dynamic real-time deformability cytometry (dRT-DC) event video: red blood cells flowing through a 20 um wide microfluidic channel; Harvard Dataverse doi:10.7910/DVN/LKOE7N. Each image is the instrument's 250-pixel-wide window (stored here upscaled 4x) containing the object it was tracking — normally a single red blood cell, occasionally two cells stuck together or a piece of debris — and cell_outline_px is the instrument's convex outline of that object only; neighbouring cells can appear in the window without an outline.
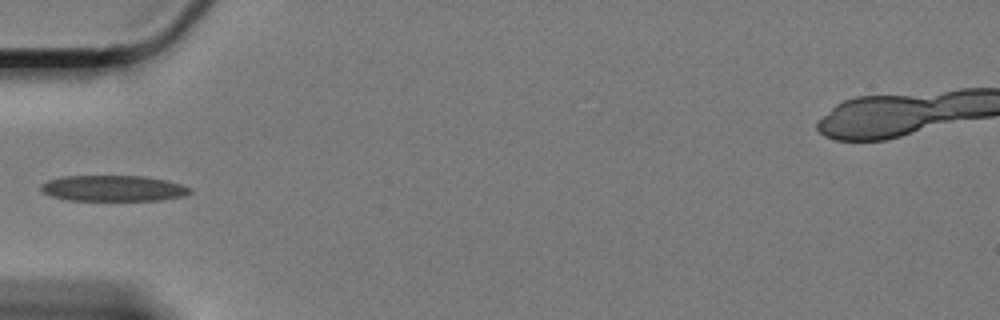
{"species": "Egyptian fruit bat (a non-hibernating species)", "species_latin": "Rousettus aegyptiacus", "temperature_condition": "cold", "stored_images_in_passage": 41, "camera_frame_rate_fps": 3000, "um_per_image_px": 0.085, "animal": {"sex": "female"}, "frame": {"image": 1, "passage_image": 1, "time_ms": 0.0, "image_size_px": [1000, 320], "cell_outline_px": [[192, 192], [184, 196], [160, 200], [68, 200], [52, 196], [44, 192], [40, 188], [40, 184], [48, 180], [64, 176], [144, 176], [168, 180], [192, 188]], "centroid_in_image_um": [9.65, 16.0], "position_along_channel_um": 75.3, "area_um2": 22.48}}
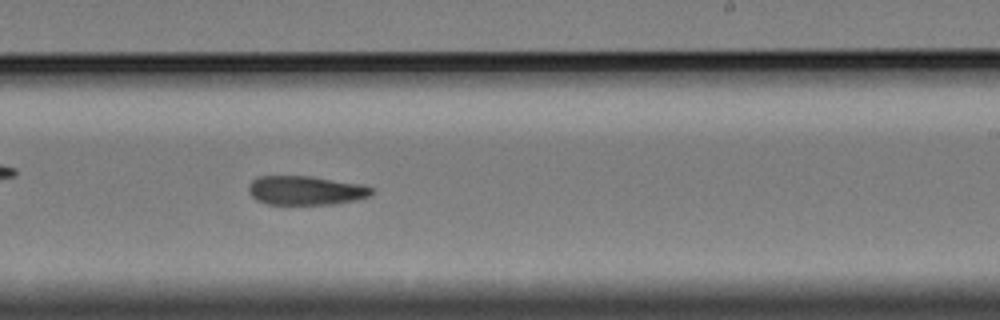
{"frame": {"image": 2, "passage_image": 18, "time_ms": 5.667, "image_size_px": [1000, 320], "cell_outline_px": [[372, 196], [356, 200], [332, 204], [268, 204], [256, 200], [248, 192], [248, 184], [256, 176], [312, 176], [364, 184], [372, 188]], "centroid_in_image_um": [25.99, 16.17], "position_along_channel_um": 263.0, "area_um2": 21.1}}
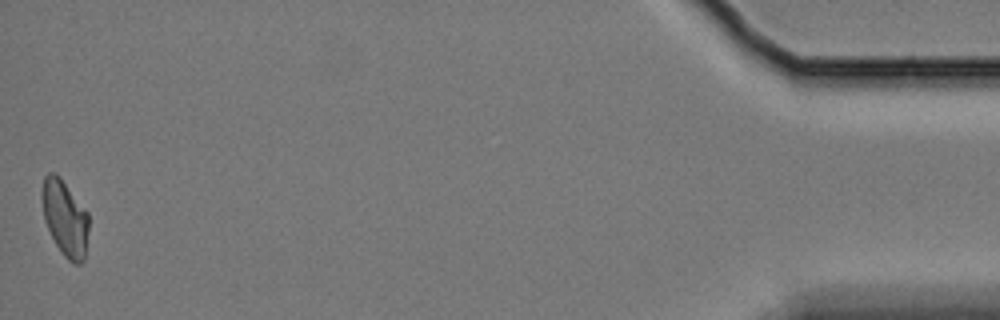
{"frame": {"image": 3, "passage_image": 41, "time_ms": 13.333, "image_size_px": [1000, 320], "cell_outline_px": [[88, 232], [84, 260], [80, 264], [72, 264], [60, 252], [44, 220], [40, 200], [40, 192], [44, 176], [48, 172], [56, 172], [60, 176], [88, 212]], "centroid_in_image_um": [5.49, 18.5], "position_along_channel_um": 429.7, "area_um2": 21.1}}